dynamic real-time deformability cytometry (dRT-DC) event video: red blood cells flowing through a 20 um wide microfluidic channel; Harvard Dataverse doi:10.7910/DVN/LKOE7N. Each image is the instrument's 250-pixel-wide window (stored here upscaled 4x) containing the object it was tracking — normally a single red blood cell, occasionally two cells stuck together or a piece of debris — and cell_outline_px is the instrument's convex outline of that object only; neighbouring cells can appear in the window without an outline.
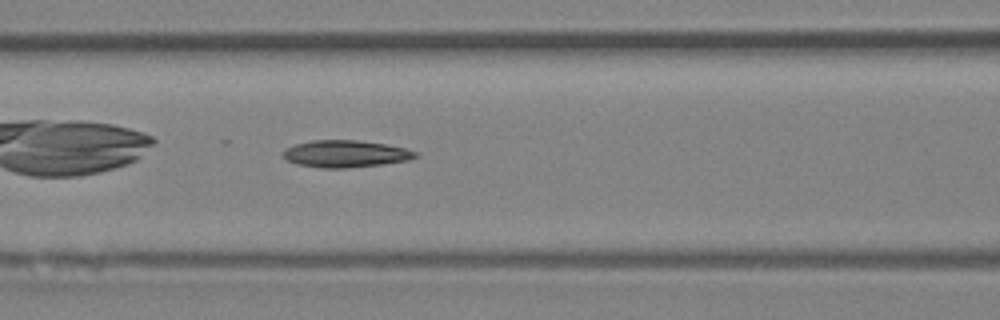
{"species": "Egyptian fruit bat (a non-hibernating species)", "species_latin": "Rousettus aegyptiacus", "temperature_condition": "room temperature", "stored_images_in_passage": 34, "camera_frame_rate_fps": 3000, "um_per_image_px": 0.085, "animal": {"sex": "female"}, "frame": {"image": 1, "passage_image": 6, "time_ms": 1.667, "image_size_px": [1000, 320], "cell_outline_px": [[416, 156], [408, 160], [384, 164], [348, 168], [324, 168], [296, 164], [288, 160], [284, 156], [284, 148], [296, 144], [312, 140], [356, 140], [384, 144], [404, 148], [416, 152]], "centroid_in_image_um": [29.34, 13.07], "position_along_channel_um": 137.3, "area_um2": 20.63}}
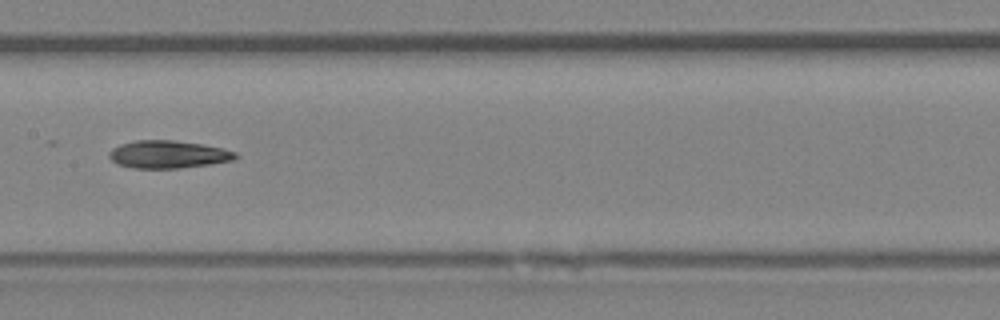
{"frame": {"image": 2, "passage_image": 10, "time_ms": 3.0, "image_size_px": [1000, 320], "cell_outline_px": [[240, 156], [232, 160], [208, 164], [180, 168], [132, 168], [116, 164], [108, 156], [108, 152], [112, 148], [120, 144], [136, 140], [172, 140], [204, 144], [224, 148], [236, 152]], "centroid_in_image_um": [14.28, 13.12], "position_along_channel_um": 193.1, "area_um2": 20.52}, "authors_computed_cell_mechanics": {"area_um2": 20.519, "velocity_mm_per_s": 4.21, "shape_relaxation_time_tau1_ms": 6.3877, "shape_relaxation_time_tau2_ms": null, "deformation_change_tau1": 0.1893, "deformation_change_tau2": null}}